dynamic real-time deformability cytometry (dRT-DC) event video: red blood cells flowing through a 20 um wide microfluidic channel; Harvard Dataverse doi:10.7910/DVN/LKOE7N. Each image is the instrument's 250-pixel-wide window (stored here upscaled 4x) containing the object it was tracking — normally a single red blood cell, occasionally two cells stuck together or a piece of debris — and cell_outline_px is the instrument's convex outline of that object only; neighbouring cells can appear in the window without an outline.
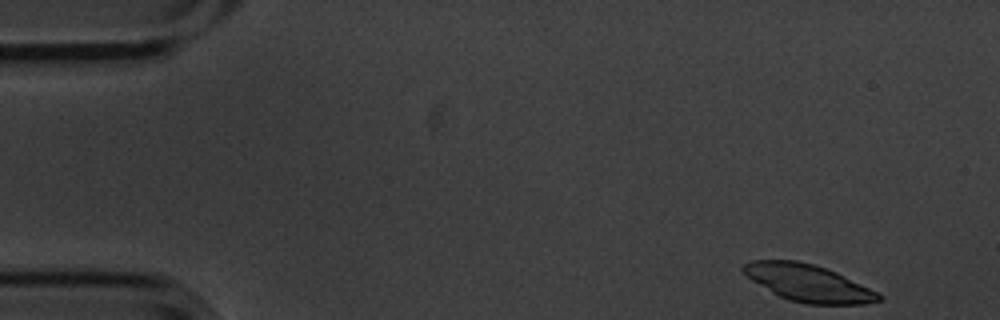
{"species": "common noctule bat (a hibernating species)", "species_latin": "Nyctalus noctula", "temperature_condition": "cold", "stored_images_in_passage": 7, "camera_frame_rate_fps": 3000, "um_per_image_px": 0.085, "animal": {"sex": "male", "body_mass_g": 20.1, "forearm_length_mm": 53.5}, "frame": {"image": 1, "passage_image": 1, "time_ms": 0.0, "image_size_px": [1000, 320], "cell_outline_px": [[884, 300], [864, 304], [804, 304], [788, 300], [772, 292], [752, 280], [740, 268], [744, 264], [752, 260], [796, 260], [812, 264], [836, 272], [884, 296]], "centroid_in_image_um": [68.7, 24.06], "position_along_channel_um": 16.3, "area_um2": 28.9}}